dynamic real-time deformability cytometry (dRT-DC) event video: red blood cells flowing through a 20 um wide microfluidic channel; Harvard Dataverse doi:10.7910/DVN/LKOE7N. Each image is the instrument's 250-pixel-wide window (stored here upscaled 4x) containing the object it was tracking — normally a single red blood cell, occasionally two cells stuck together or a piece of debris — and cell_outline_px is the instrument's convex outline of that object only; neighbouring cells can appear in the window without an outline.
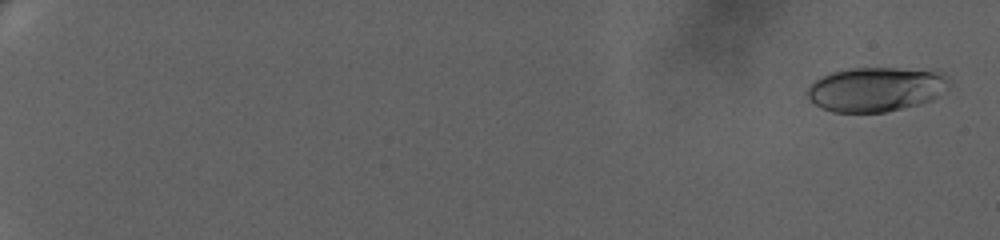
{"species": "human", "species_latin": "Homo sapiens", "temperature_condition": "warm", "stored_images_in_passage": 68, "camera_frame_rate_fps": 3000, "um_per_image_px": 0.085, "donor": {"sex": "female"}, "frame": {"image": 1, "passage_image": 3, "time_ms": 0.667, "image_size_px": [1000, 240], "cell_outline_px": [[952, 80], [932, 100], [920, 104], [884, 112], [832, 112], [816, 104], [808, 96], [808, 88], [816, 80], [832, 72], [848, 68], [940, 68]], "centroid_in_image_um": [74.56, 7.55], "position_along_channel_um": 10.4, "area_um2": 36.93}}
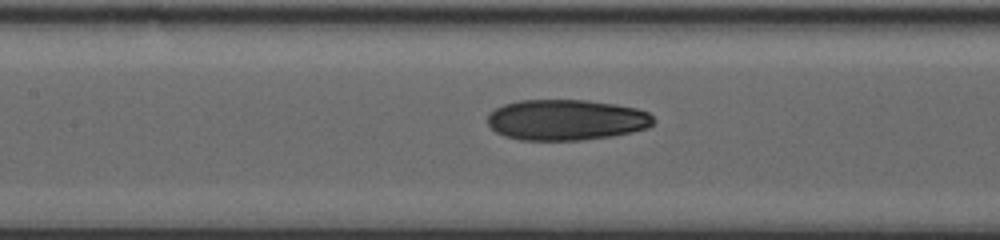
{"frame": {"image": 2, "passage_image": 38, "time_ms": 12.333, "image_size_px": [1000, 240], "cell_outline_px": [[656, 120], [648, 128], [632, 132], [612, 136], [580, 140], [520, 140], [504, 136], [496, 132], [488, 124], [488, 112], [504, 104], [520, 100], [588, 100], [616, 104], [636, 108], [648, 112]], "centroid_in_image_um": [48.13, 10.19], "position_along_channel_um": 159.3, "area_um2": 39.65}}
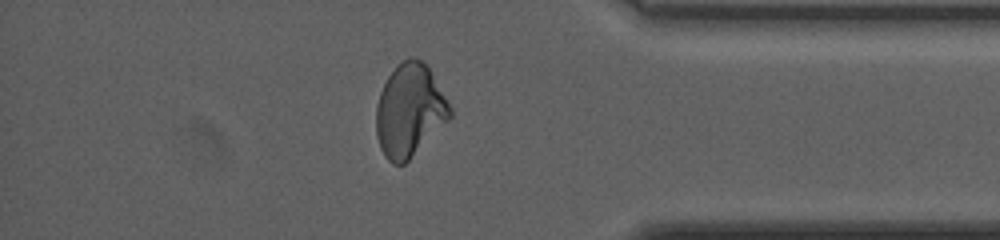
{"frame": {"image": 3, "passage_image": 61, "time_ms": 20.0, "image_size_px": [1000, 240], "cell_outline_px": [[452, 116], [404, 164], [392, 164], [384, 156], [380, 148], [376, 136], [376, 104], [380, 92], [388, 76], [396, 64], [408, 56], [412, 56], [420, 60], [428, 68], [452, 108]], "centroid_in_image_um": [34.78, 9.38], "position_along_channel_um": 400.4, "area_um2": 39.65}, "authors_computed_cell_mechanics": {"area_um2": 38.437, "velocity_mm_per_s": 3.3168, "shape_relaxation_time_tau1_ms": null, "shape_relaxation_time_tau2_ms": 2.1035, "deformation_change_tau1": null, "deformation_change_tau2": 0.0819}}